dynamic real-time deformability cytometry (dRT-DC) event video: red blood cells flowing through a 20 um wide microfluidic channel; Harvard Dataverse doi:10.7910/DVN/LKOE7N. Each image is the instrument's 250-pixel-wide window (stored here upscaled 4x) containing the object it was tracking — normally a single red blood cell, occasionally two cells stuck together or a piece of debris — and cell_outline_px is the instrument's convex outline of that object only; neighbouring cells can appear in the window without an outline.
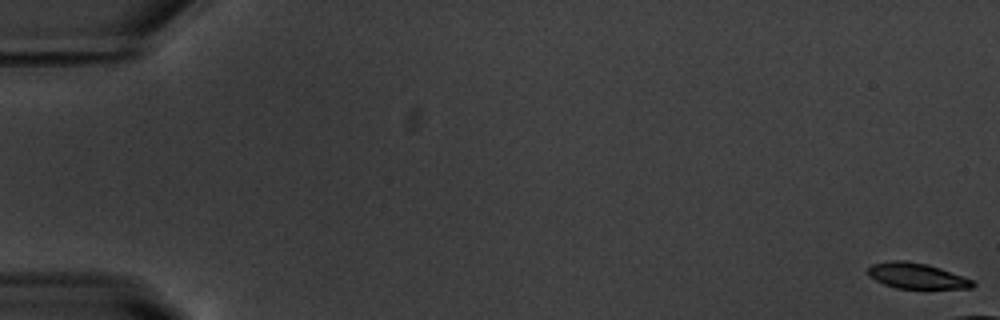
{"species": "common noctule bat (a hibernating species)", "species_latin": "Nyctalus noctula", "temperature_condition": "warm", "stored_images_in_passage": 10, "camera_frame_rate_fps": 3000, "um_per_image_px": 0.085, "animal": {"sex": "male", "body_mass_g": 20.1, "forearm_length_mm": 53.5}, "frame": {"image": 1, "passage_image": 1, "time_ms": 0.0, "image_size_px": [1000, 320], "cell_outline_px": [[976, 284], [972, 288], [924, 292], [896, 288], [884, 284], [868, 276], [868, 268], [872, 264], [892, 260], [904, 260], [928, 264], [940, 268], [972, 280]], "centroid_in_image_um": [77.97, 23.51], "position_along_channel_um": 7.0, "area_um2": 16.59}}